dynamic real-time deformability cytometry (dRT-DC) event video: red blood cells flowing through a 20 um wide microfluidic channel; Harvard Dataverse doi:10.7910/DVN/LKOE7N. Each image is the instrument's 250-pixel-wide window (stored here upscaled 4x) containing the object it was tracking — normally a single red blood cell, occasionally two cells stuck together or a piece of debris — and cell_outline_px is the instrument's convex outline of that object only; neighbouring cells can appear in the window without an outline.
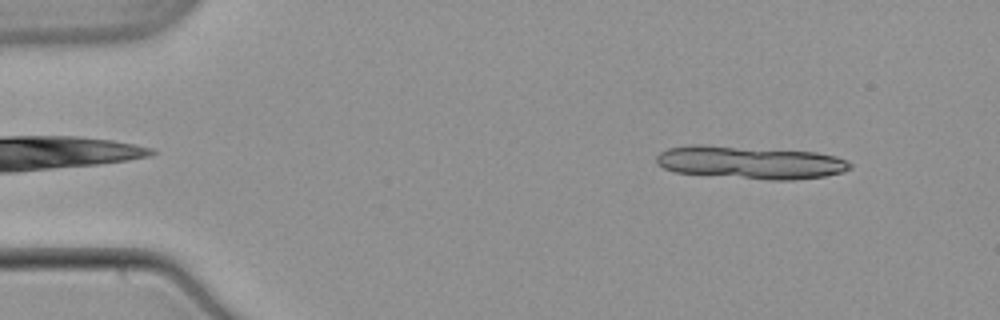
{"species": "common noctule bat (a hibernating species)", "species_latin": "Nyctalus noctula", "temperature_condition": "warm", "stored_images_in_passage": 9, "camera_frame_rate_fps": 3000, "um_per_image_px": 0.085, "animal": {"sex": "male", "body_mass_g": 21.5, "forearm_length_mm": 52.0}, "frame": {"image": 1, "passage_image": 2, "time_ms": 0.333, "image_size_px": [1000, 320], "cell_outline_px": [[848, 168], [840, 172], [824, 176], [748, 176], [676, 172], [664, 168], [656, 160], [664, 152], [672, 148], [728, 148], [812, 152], [832, 156], [844, 160], [848, 164]], "centroid_in_image_um": [63.79, 13.8], "position_along_channel_um": 21.2, "area_um2": 32.08}}